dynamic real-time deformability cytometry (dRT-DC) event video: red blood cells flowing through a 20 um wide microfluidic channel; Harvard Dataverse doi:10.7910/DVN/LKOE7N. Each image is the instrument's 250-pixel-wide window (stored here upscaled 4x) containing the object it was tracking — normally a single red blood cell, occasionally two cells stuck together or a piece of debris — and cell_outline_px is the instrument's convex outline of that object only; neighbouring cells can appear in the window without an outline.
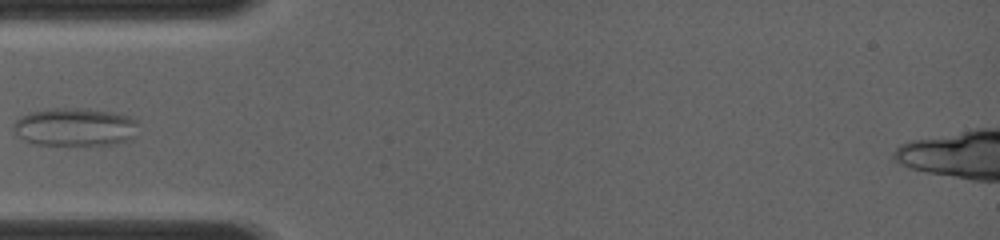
{"species": "common noctule bat (a hibernating species)", "species_latin": "Nyctalus noctula", "temperature_condition": "room temperature", "stored_images_in_passage": 1, "camera_frame_rate_fps": 4000, "um_per_image_px": 0.085, "animal": {"sex": "female", "body_mass_g": 19.0, "forearm_length_mm": 56.7}, "frame": {"image": 1, "passage_image": 1, "time_ms": 0.0, "image_size_px": [1000, 240], "cell_outline_px": [[136, 120], [116, 140], [100, 144], [44, 144], [28, 140], [12, 128], [16, 120], [20, 116], [28, 112], [48, 108], [84, 108], [112, 112], [128, 116]], "centroid_in_image_um": [6.12, 10.71], "position_along_channel_um": 78.9, "area_um2": 25.55}}